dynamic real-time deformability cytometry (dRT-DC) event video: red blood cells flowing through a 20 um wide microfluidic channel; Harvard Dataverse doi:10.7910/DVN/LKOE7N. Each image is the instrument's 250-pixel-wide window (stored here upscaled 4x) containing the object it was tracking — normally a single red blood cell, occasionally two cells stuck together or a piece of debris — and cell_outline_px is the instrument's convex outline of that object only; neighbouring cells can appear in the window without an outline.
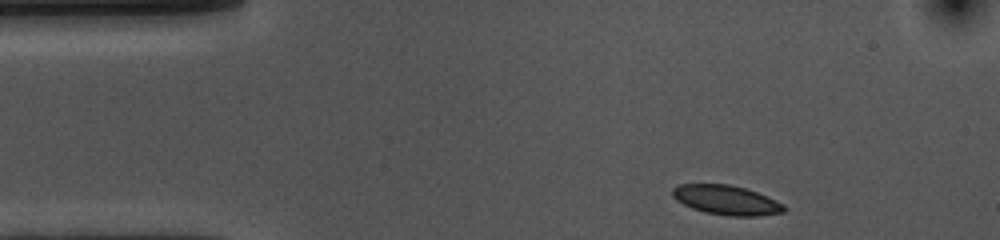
{"species": "common noctule bat (a hibernating species)", "species_latin": "Nyctalus noctula", "temperature_condition": "cold", "stored_images_in_passage": 39, "camera_frame_rate_fps": 3000, "um_per_image_px": 0.085, "animal": {"sex": "female", "body_mass_g": 10.0, "forearm_length_mm": 53.1}, "frame": {"image": 1, "passage_image": 1, "time_ms": 0.0, "image_size_px": [1000, 240], "cell_outline_px": [[784, 212], [756, 216], [728, 216], [704, 212], [692, 208], [676, 200], [672, 196], [672, 188], [676, 184], [728, 184], [744, 188], [768, 196], [784, 204]], "centroid_in_image_um": [61.71, 17.0], "position_along_channel_um": 23.3, "area_um2": 19.19}}
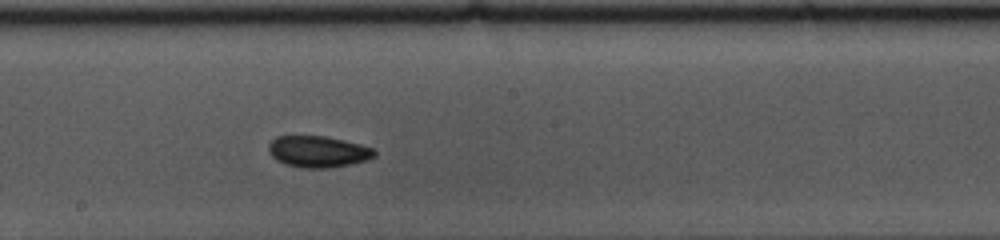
{"frame": {"image": 2, "passage_image": 22, "time_ms": 7.0, "image_size_px": [1000, 240], "cell_outline_px": [[376, 156], [368, 160], [352, 164], [332, 168], [300, 168], [284, 164], [276, 160], [268, 152], [268, 144], [276, 136], [324, 136], [344, 140], [376, 148]], "centroid_in_image_um": [27.05, 12.9], "position_along_channel_um": 221.1, "area_um2": 19.77}}
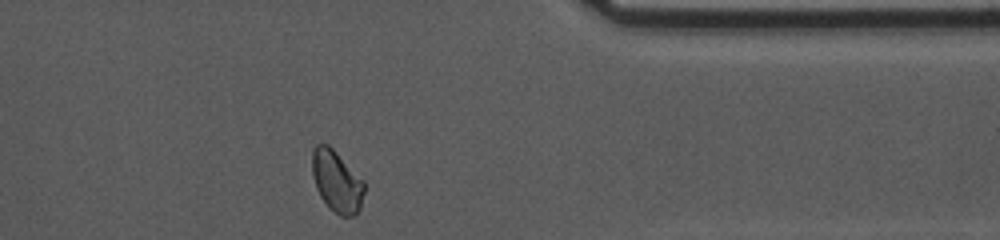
{"frame": {"image": 3, "passage_image": 37, "time_ms": 12.0, "image_size_px": [1000, 240], "cell_outline_px": [[364, 192], [360, 208], [352, 216], [340, 216], [328, 208], [320, 196], [316, 188], [312, 176], [312, 148], [316, 144], [328, 144], [364, 180]], "centroid_in_image_um": [28.6, 15.41], "position_along_channel_um": 382.8, "area_um2": 18.79}, "authors_computed_cell_mechanics": {"area_um2": 19.1896, "velocity_mm_per_s": 3.5977, "shape_relaxation_time_tau1_ms": 2.2732, "shape_relaxation_time_tau2_ms": 4.1708, "deformation_change_tau1": 0.057, "deformation_change_tau2": 0.0508}}